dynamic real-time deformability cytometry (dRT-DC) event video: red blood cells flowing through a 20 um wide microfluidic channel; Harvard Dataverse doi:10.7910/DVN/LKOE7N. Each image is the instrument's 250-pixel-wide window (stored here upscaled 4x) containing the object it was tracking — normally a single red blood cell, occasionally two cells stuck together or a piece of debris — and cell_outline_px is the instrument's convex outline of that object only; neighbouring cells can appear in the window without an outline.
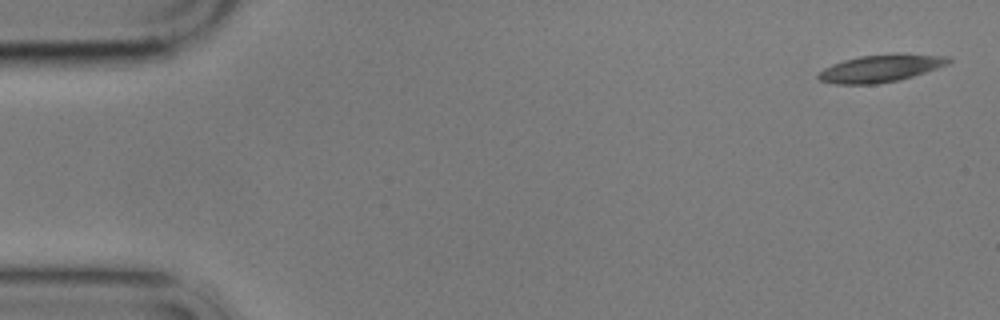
{"species": "common noctule bat (a hibernating species)", "species_latin": "Nyctalus noctula", "temperature_condition": "cold", "stored_images_in_passage": 6, "camera_frame_rate_fps": 3000, "um_per_image_px": 0.085, "animal": {"sex": "male", "body_mass_g": 17.9}, "frame": {"image": 1, "passage_image": 1, "time_ms": 0.0, "image_size_px": [1000, 320], "cell_outline_px": [[952, 60], [948, 64], [900, 80], [876, 84], [836, 84], [820, 80], [816, 76], [824, 68], [832, 64], [844, 60], [860, 56], [896, 52], [952, 56]], "centroid_in_image_um": [74.9, 5.78], "position_along_channel_um": 10.1, "area_um2": 21.04}}
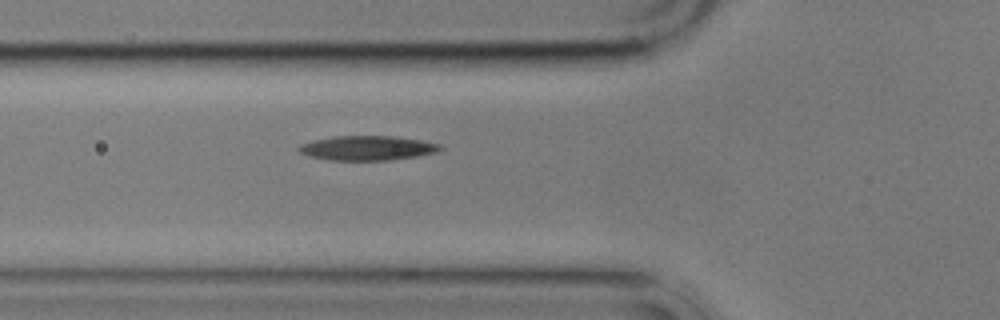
{"frame": {"image": 2, "passage_image": 6, "time_ms": 6.0, "image_size_px": [1000, 320], "cell_outline_px": [[444, 148], [436, 152], [416, 156], [392, 160], [328, 160], [308, 156], [300, 152], [296, 148], [300, 144], [312, 140], [336, 136], [392, 136], [420, 140], [440, 144]], "centroid_in_image_um": [31.19, 12.58], "position_along_channel_um": 94.6, "area_um2": 20.23}}